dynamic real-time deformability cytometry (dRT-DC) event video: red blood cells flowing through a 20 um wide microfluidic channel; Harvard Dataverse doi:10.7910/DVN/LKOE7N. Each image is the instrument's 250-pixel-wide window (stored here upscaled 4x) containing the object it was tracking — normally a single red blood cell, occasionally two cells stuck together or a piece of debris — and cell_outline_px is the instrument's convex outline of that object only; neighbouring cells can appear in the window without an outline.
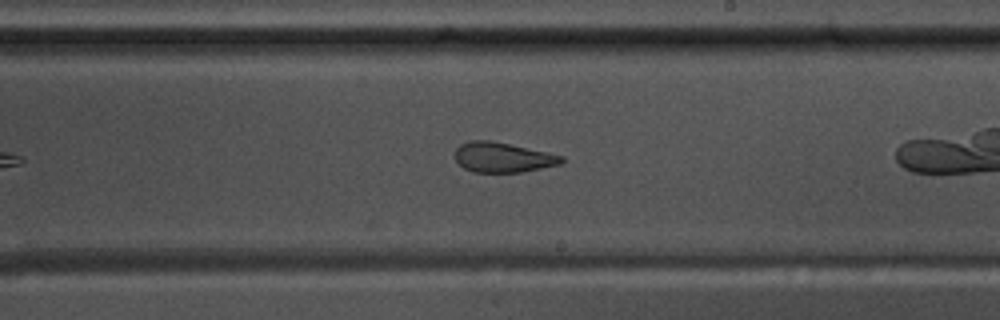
{"species": "common noctule bat (a hibernating species)", "species_latin": "Nyctalus noctula", "temperature_condition": "warm", "stored_images_in_passage": 48, "segment_of_instrument_passage": [1, 2], "camera_frame_rate_fps": 3000, "um_per_image_px": 0.085, "animal": {"sex": "male", "body_mass_g": 17.5, "forearm_length_mm": 52.3}, "frame": {"image": 1, "passage_image": 19, "time_ms": 6.0, "image_size_px": [1000, 320], "cell_outline_px": [[564, 160], [560, 164], [520, 172], [472, 172], [464, 168], [456, 160], [456, 148], [460, 144], [472, 140], [488, 140], [508, 144], [564, 156]], "centroid_in_image_um": [42.71, 13.38], "position_along_channel_um": 246.3, "area_um2": 18.26}}